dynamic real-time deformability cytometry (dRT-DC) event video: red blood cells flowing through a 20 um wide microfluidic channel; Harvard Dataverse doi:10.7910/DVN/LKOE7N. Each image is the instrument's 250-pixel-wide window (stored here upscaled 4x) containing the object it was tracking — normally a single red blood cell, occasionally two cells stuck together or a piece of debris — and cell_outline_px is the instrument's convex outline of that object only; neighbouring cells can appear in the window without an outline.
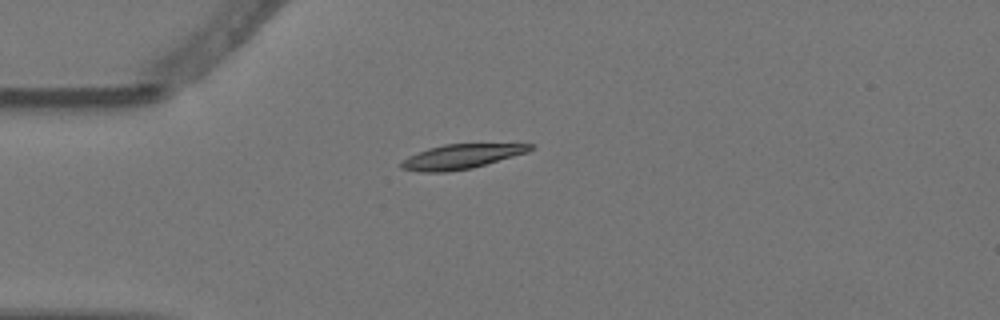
{"species": "Egyptian fruit bat (a non-hibernating species)", "species_latin": "Rousettus aegyptiacus", "temperature_condition": "warm", "stored_images_in_passage": 1, "camera_frame_rate_fps": 3000, "um_per_image_px": 0.085, "animal": {"sex": "female"}, "frame": {"image": 1, "passage_image": 1, "time_ms": 0.0, "image_size_px": [1000, 320], "cell_outline_px": [[536, 144], [528, 152], [472, 168], [448, 172], [420, 172], [400, 168], [400, 164], [408, 156], [428, 148], [444, 144]], "centroid_in_image_um": [39.18, 13.31], "position_along_channel_um": 45.8, "area_um2": 18.32}}